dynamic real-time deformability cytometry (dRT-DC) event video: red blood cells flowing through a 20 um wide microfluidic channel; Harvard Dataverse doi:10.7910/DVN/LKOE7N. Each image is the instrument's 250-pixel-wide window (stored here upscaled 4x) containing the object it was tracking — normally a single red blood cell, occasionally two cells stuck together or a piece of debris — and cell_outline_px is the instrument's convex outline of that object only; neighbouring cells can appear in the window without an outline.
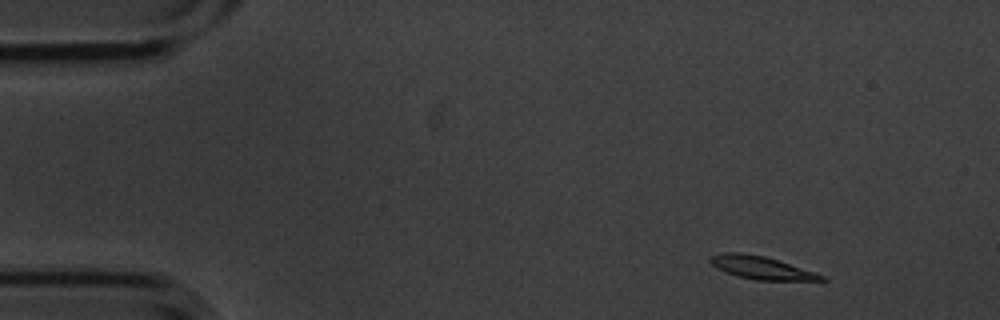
{"species": "common noctule bat (a hibernating species)", "species_latin": "Nyctalus noctula", "temperature_condition": "cold", "stored_images_in_passage": 4, "camera_frame_rate_fps": 3000, "um_per_image_px": 0.085, "animal": {"sex": "male", "body_mass_g": 20.1, "forearm_length_mm": 53.5}, "frame": {"image": 1, "passage_image": 1, "time_ms": 0.0, "image_size_px": [1000, 320], "cell_outline_px": [[828, 280], [756, 280], [740, 276], [728, 272], [712, 264], [708, 260], [712, 256], [724, 252], [740, 252], [764, 256], [828, 276]], "centroid_in_image_um": [64.77, 22.75], "position_along_channel_um": 20.2, "area_um2": 14.45}}
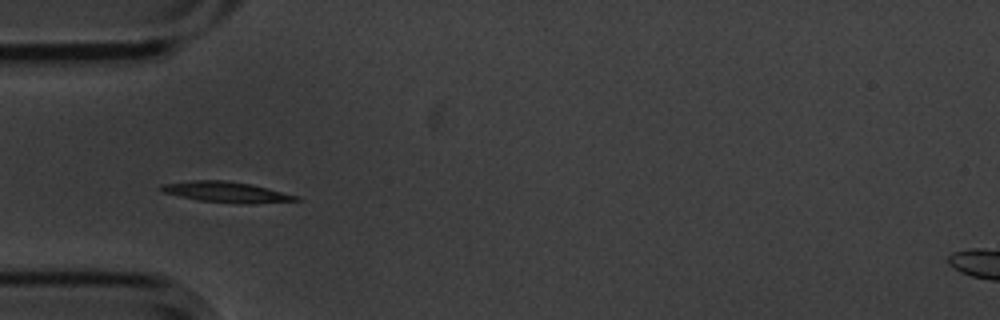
{"frame": {"image": 2, "passage_image": 4, "time_ms": 1.0, "image_size_px": [1000, 320], "cell_outline_px": [[300, 200], [252, 204], [240, 204], [200, 200], [180, 196], [164, 192], [156, 188], [160, 184], [192, 180], [224, 180], [252, 184], [300, 196]], "centroid_in_image_um": [19.24, 16.32], "position_along_channel_um": 65.8, "area_um2": 16.36}}